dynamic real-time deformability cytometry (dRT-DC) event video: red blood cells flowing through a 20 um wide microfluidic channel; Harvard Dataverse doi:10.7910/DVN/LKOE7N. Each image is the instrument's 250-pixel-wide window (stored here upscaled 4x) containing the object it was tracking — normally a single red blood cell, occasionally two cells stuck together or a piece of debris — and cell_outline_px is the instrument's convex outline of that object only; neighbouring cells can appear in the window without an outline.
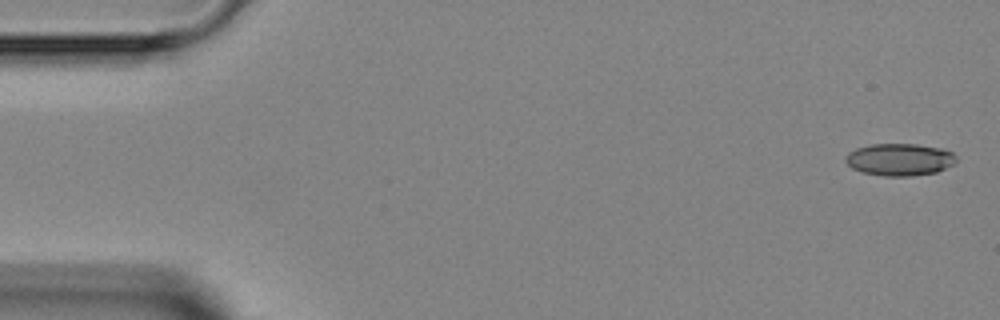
{"species": "Egyptian fruit bat (a non-hibernating species)", "species_latin": "Rousettus aegyptiacus", "temperature_condition": "room temperature", "stored_images_in_passage": 4, "camera_frame_rate_fps": 3000, "um_per_image_px": 0.085, "animal": {"sex": "female"}, "frame": {"image": 1, "passage_image": 1, "time_ms": 0.0, "image_size_px": [1000, 320], "cell_outline_px": [[956, 160], [952, 164], [936, 172], [912, 176], [884, 176], [864, 172], [852, 168], [844, 160], [844, 156], [848, 152], [856, 148], [868, 144], [916, 144], [944, 148], [952, 152], [956, 156]], "centroid_in_image_um": [76.44, 13.55], "position_along_channel_um": 8.6, "area_um2": 20.87}}
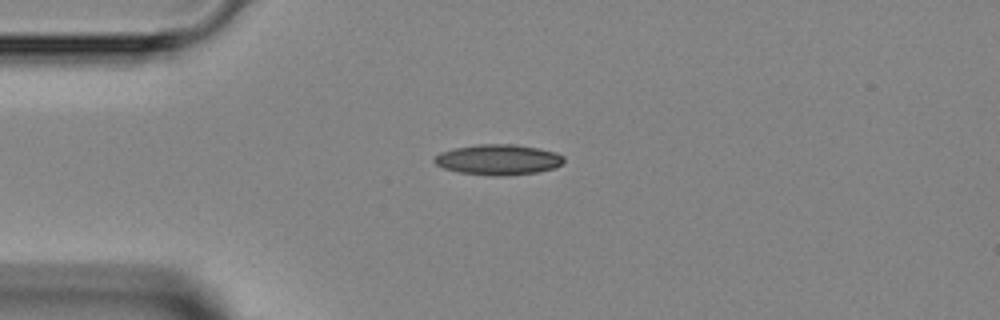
{"frame": {"image": 2, "passage_image": 4, "time_ms": 3.333, "image_size_px": [1000, 320], "cell_outline_px": [[564, 160], [556, 168], [536, 172], [496, 176], [460, 172], [444, 168], [436, 164], [432, 160], [440, 152], [452, 148], [476, 144], [516, 144], [540, 148], [556, 152], [564, 156]], "centroid_in_image_um": [42.35, 13.55], "position_along_channel_um": 42.6, "area_um2": 23.0}}